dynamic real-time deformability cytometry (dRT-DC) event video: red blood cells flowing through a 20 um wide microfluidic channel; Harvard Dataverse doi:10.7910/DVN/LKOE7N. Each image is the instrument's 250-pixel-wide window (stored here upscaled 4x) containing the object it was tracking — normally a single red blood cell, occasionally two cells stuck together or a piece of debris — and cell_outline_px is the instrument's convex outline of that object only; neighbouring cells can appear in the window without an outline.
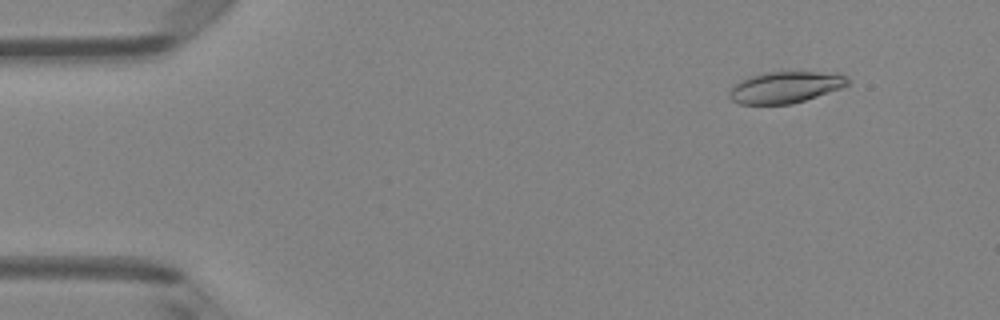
{"species": "Egyptian fruit bat (a non-hibernating species)", "species_latin": "Rousettus aegyptiacus", "temperature_condition": "room temperature", "stored_images_in_passage": 49, "camera_frame_rate_fps": 3000, "um_per_image_px": 0.085, "animal": {"sex": "female"}, "frame": {"image": 1, "passage_image": 5, "time_ms": 1.333, "image_size_px": [1000, 320], "cell_outline_px": [[848, 84], [840, 88], [792, 104], [740, 104], [732, 100], [728, 96], [728, 92], [740, 80], [764, 72], [836, 72], [844, 76], [848, 80]], "centroid_in_image_um": [66.73, 7.41], "position_along_channel_um": 18.3, "area_um2": 21.44}}
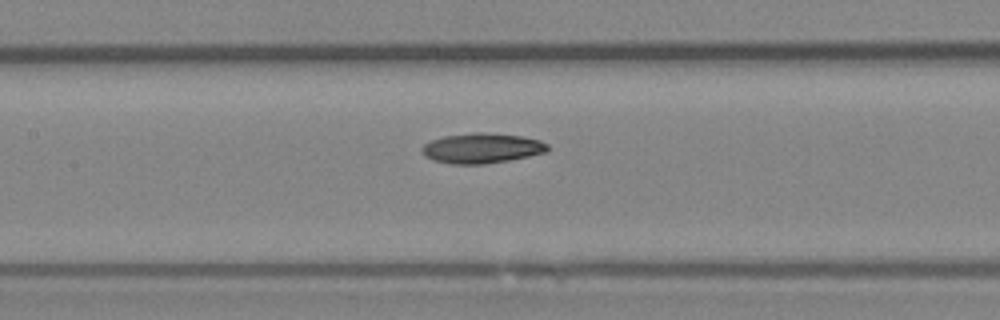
{"frame": {"image": 2, "passage_image": 23, "time_ms": 7.333, "image_size_px": [1000, 320], "cell_outline_px": [[548, 152], [508, 160], [484, 164], [452, 164], [432, 160], [424, 156], [420, 148], [424, 144], [432, 140], [444, 136], [476, 132], [484, 132], [524, 136], [540, 140], [548, 144]], "centroid_in_image_um": [40.95, 12.59], "position_along_channel_um": 166.4, "area_um2": 22.14}}
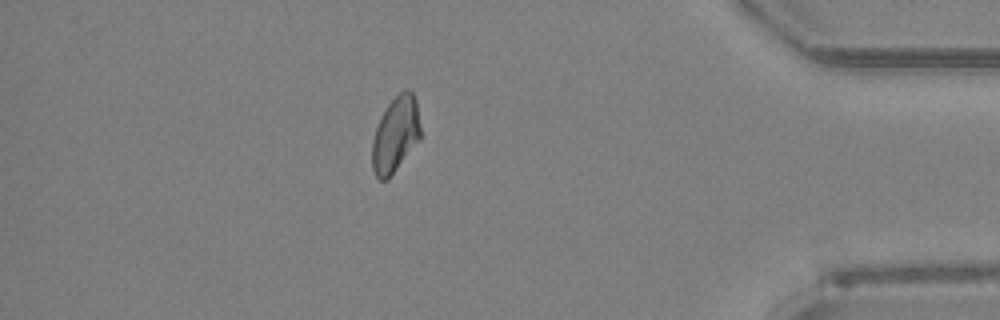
{"frame": {"image": 3, "passage_image": 43, "time_ms": 14.0, "image_size_px": [1000, 320], "cell_outline_px": [[420, 140], [388, 180], [380, 180], [376, 176], [372, 168], [372, 140], [376, 128], [388, 104], [404, 88], [408, 88], [412, 92], [416, 100], [420, 128]], "centroid_in_image_um": [33.62, 11.46], "position_along_channel_um": 401.6, "area_um2": 21.27}, "authors_computed_cell_mechanics": {"area_um2": 21.7906, "velocity_mm_per_s": 4.1185, "shape_relaxation_time_tau1_ms": null, "shape_relaxation_time_tau2_ms": 8.3575, "deformation_change_tau1": null, "deformation_change_tau2": 0.1467}}